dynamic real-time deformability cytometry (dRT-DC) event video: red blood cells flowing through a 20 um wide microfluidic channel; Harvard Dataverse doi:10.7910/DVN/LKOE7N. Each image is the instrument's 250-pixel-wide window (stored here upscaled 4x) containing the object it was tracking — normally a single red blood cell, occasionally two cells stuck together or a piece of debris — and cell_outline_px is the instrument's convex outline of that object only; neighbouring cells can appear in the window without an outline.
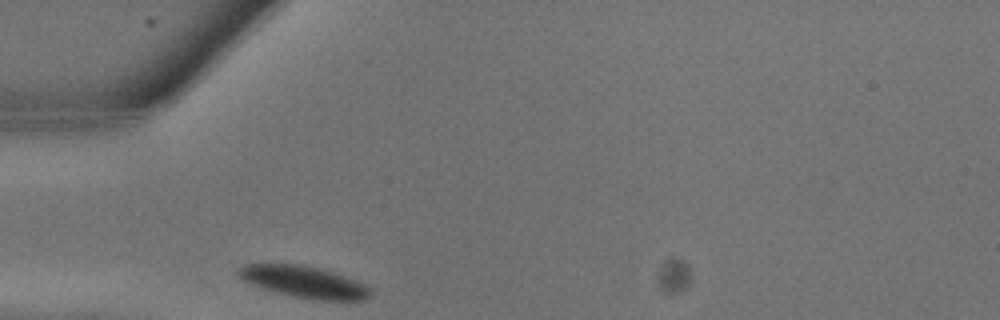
{"species": "common noctule bat (a hibernating species)", "species_latin": "Nyctalus noctula", "temperature_condition": "warm", "stored_images_in_passage": 1, "camera_frame_rate_fps": 3000, "um_per_image_px": 0.085, "animal": {"sex": "male", "body_mass_g": 13.3}, "frame": {"image": 1, "passage_image": 1, "time_ms": 0.0, "image_size_px": [1000, 320], "cell_outline_px": [[372, 292], [364, 300], [320, 300], [296, 296], [276, 292], [240, 280], [236, 272], [236, 268], [244, 264], [300, 264], [320, 268], [356, 280], [372, 288]], "centroid_in_image_um": [25.81, 23.94], "position_along_channel_um": 59.2, "area_um2": 24.28}}